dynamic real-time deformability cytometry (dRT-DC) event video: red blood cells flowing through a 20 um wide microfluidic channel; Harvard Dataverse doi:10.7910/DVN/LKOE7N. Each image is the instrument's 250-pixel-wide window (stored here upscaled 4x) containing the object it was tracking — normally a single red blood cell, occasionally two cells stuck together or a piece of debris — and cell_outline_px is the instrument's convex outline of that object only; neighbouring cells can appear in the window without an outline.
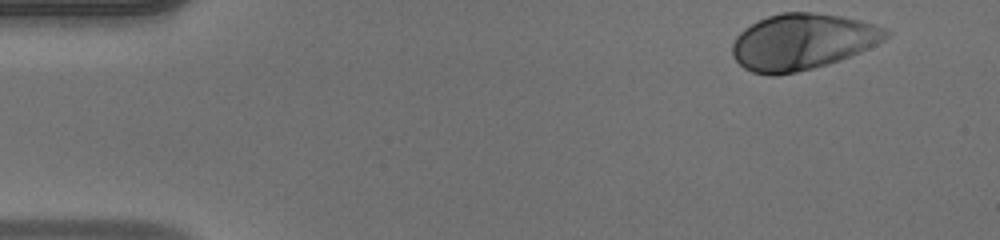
{"species": "human", "species_latin": "Homo sapiens", "temperature_condition": "warm", "stored_images_in_passage": 39, "camera_frame_rate_fps": 3000, "um_per_image_px": 0.085, "donor": {"sex": "male"}, "frame": {"image": 1, "passage_image": 1, "time_ms": 0.0, "image_size_px": [1000, 240], "cell_outline_px": [[892, 32], [884, 40], [876, 44], [848, 56], [828, 64], [796, 72], [776, 76], [768, 76], [752, 72], [744, 68], [732, 56], [732, 44], [736, 36], [744, 28], [768, 16], [780, 12], [812, 12], [840, 16], [860, 20], [888, 28]], "centroid_in_image_um": [68.18, 3.54], "position_along_channel_um": 16.8, "area_um2": 50.11}}
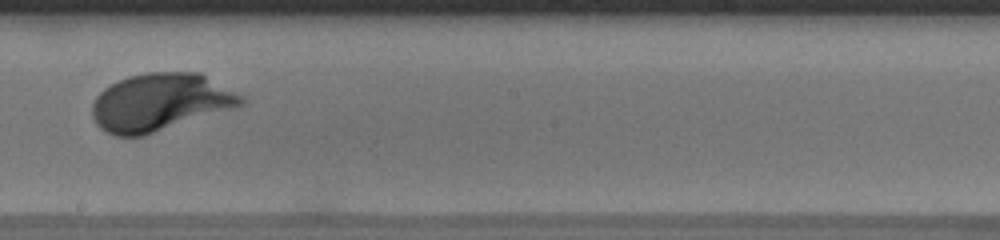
{"frame": {"image": 2, "passage_image": 25, "time_ms": 8.0, "image_size_px": [1000, 240], "cell_outline_px": [[244, 104], [232, 108], [144, 136], [116, 136], [104, 132], [96, 124], [92, 116], [92, 104], [96, 96], [104, 88], [128, 76], [148, 72], [200, 72], [244, 96]], "centroid_in_image_um": [13.59, 8.69], "position_along_channel_um": 234.6, "area_um2": 49.88}}
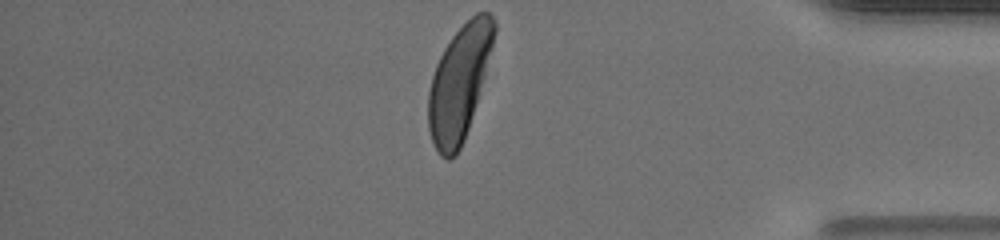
{"frame": {"image": 3, "passage_image": 39, "time_ms": 12.667, "image_size_px": [1000, 240], "cell_outline_px": [[496, 32], [484, 76], [468, 128], [464, 140], [456, 156], [448, 160], [440, 156], [432, 140], [428, 128], [428, 92], [432, 76], [436, 64], [444, 48], [452, 36], [476, 12], [488, 12], [496, 20]], "centroid_in_image_um": [39.02, 7.05], "position_along_channel_um": 396.2, "area_um2": 43.35}, "authors_computed_cell_mechanics": {"area_um2": 48.6676, "velocity_mm_per_s": 4.0813, "shape_relaxation_time_tau1_ms": 1.9976, "shape_relaxation_time_tau2_ms": null, "deformation_change_tau1": 0.1618, "deformation_change_tau2": null}}